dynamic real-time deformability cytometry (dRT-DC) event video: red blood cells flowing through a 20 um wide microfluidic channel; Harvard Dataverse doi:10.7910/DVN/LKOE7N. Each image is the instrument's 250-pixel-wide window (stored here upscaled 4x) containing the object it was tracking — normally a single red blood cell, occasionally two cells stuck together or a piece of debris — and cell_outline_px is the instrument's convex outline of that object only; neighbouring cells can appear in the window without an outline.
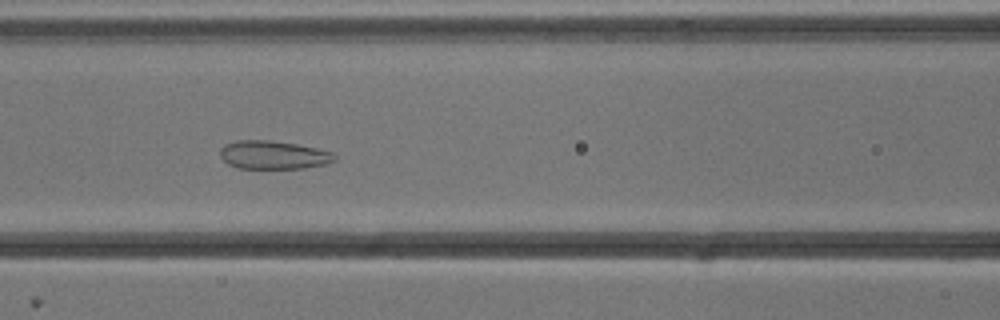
{"species": "common noctule bat (a hibernating species)", "species_latin": "Nyctalus noctula", "temperature_condition": "cold", "stored_images_in_passage": 54, "camera_frame_rate_fps": 3000, "um_per_image_px": 0.085, "animal": {"sex": "male", "body_mass_g": 13.3}, "frame": {"image": 1, "passage_image": 23, "time_ms": 7.333, "image_size_px": [1000, 320], "cell_outline_px": [[336, 160], [324, 164], [304, 168], [236, 168], [228, 164], [220, 156], [220, 148], [224, 144], [236, 140], [268, 140], [296, 144], [316, 148], [332, 152], [336, 156]], "centroid_in_image_um": [23.2, 13.16], "position_along_channel_um": 143.4, "area_um2": 18.9}}
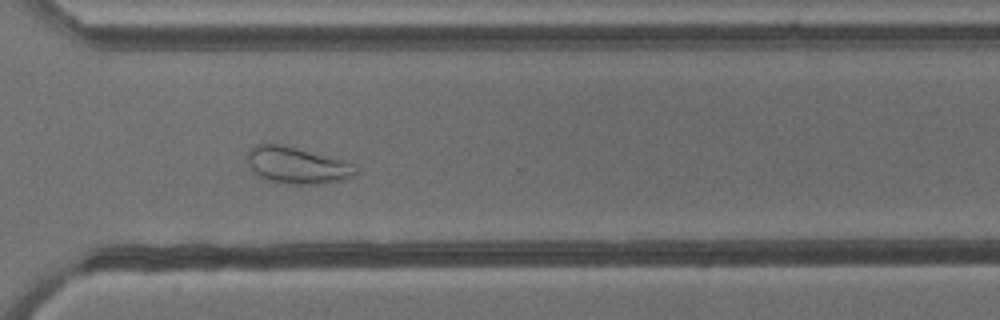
{"frame": {"image": 2, "passage_image": 39, "time_ms": 12.667, "image_size_px": [1000, 320], "cell_outline_px": [[356, 172], [352, 176], [340, 180], [320, 184], [292, 184], [268, 180], [260, 176], [252, 168], [248, 160], [248, 148], [256, 144], [280, 144], [344, 160]], "centroid_in_image_um": [25.19, 14.04], "position_along_channel_um": 345.4, "area_um2": 22.43}}
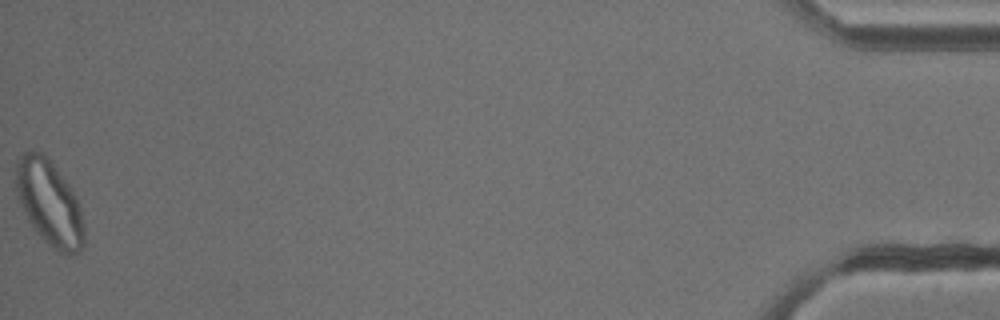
{"frame": {"image": 3, "passage_image": 54, "time_ms": 17.667, "image_size_px": [1000, 320], "cell_outline_px": [[84, 244], [80, 252], [68, 256], [64, 256], [52, 248], [32, 228], [16, 196], [16, 160], [24, 152], [44, 152], [48, 156], [68, 184], [76, 196], [80, 208], [84, 224]], "centroid_in_image_um": [4.2, 17.28], "position_along_channel_um": 431.0, "area_um2": 34.28}, "authors_computed_cell_mechanics": {"area_um2": 27.8307, "velocity_mm_per_s": 3.7999, "shape_relaxation_time_tau1_ms": null, "shape_relaxation_time_tau2_ms": 0.7298, "deformation_change_tau1": null, "deformation_change_tau2": 0.0672}}